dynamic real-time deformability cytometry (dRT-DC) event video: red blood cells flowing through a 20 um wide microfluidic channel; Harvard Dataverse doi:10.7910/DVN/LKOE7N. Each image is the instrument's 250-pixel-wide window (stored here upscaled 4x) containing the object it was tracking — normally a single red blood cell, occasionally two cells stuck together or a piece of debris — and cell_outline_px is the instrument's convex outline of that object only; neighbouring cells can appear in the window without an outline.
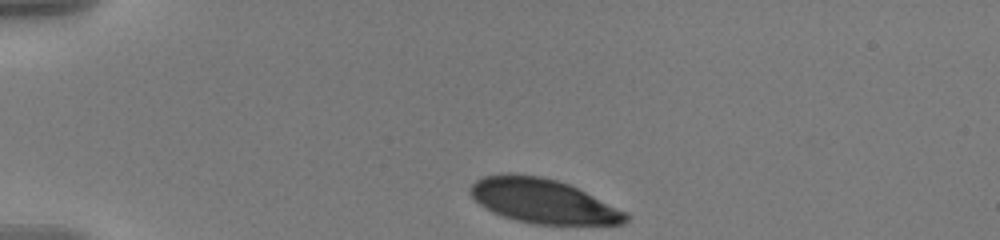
{"species": "human", "species_latin": "Homo sapiens", "temperature_condition": "warm", "stored_images_in_passage": 38, "camera_frame_rate_fps": 3000, "um_per_image_px": 0.085, "donor": {"sex": "male"}, "frame": {"image": 1, "passage_image": 1, "time_ms": 0.0, "image_size_px": [1000, 240], "cell_outline_px": [[632, 216], [624, 224], [532, 224], [516, 220], [492, 212], [484, 208], [468, 192], [468, 188], [476, 180], [484, 176], [504, 172], [512, 172], [540, 176], [556, 180], [568, 184], [628, 212]], "centroid_in_image_um": [46.14, 17.08], "position_along_channel_um": 38.9, "area_um2": 40.4}}
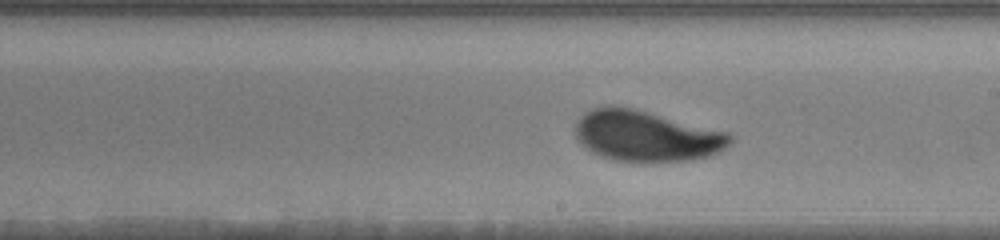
{"frame": {"image": 2, "passage_image": 22, "time_ms": 7.0, "image_size_px": [1000, 240], "cell_outline_px": [[736, 136], [720, 152], [708, 156], [688, 160], [652, 164], [640, 164], [616, 160], [600, 156], [584, 148], [580, 144], [576, 136], [576, 120], [584, 112], [592, 108], [608, 104], [612, 104], [636, 108], [728, 132]], "centroid_in_image_um": [54.91, 11.56], "position_along_channel_um": 234.1, "area_um2": 47.16}}
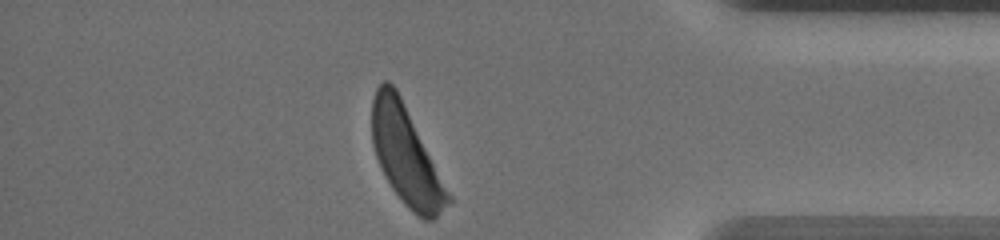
{"frame": {"image": 3, "passage_image": 38, "time_ms": 12.333, "image_size_px": [1000, 240], "cell_outline_px": [[452, 200], [432, 220], [424, 220], [408, 208], [392, 188], [384, 176], [376, 156], [372, 144], [372, 100], [376, 88], [384, 80], [388, 80], [396, 88], [452, 196]], "centroid_in_image_um": [34.5, 13.22], "position_along_channel_um": 400.7, "area_um2": 42.95}, "authors_computed_cell_mechanics": {"area_um2": 45.0551, "velocity_mm_per_s": 3.5499, "shape_relaxation_time_tau1_ms": 2.8229, "shape_relaxation_time_tau2_ms": null, "deformation_change_tau1": 0.1432, "deformation_change_tau2": null}}